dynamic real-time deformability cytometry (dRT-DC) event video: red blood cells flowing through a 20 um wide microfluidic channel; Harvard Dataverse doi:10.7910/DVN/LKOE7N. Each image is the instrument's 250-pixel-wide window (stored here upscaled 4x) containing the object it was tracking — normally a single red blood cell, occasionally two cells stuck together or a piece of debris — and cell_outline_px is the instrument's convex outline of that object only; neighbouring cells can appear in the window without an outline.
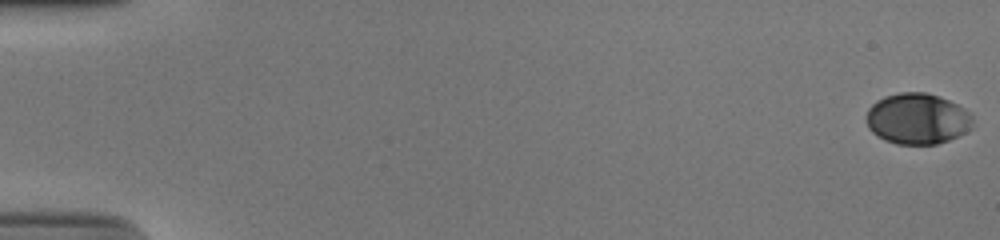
{"species": "human", "species_latin": "Homo sapiens", "temperature_condition": "cold", "stored_images_in_passage": 54, "camera_frame_rate_fps": 3000, "um_per_image_px": 0.085, "donor": {"sex": "male"}, "frame": {"image": 1, "passage_image": 1, "time_ms": 0.0, "image_size_px": [1000, 240], "cell_outline_px": [[972, 128], [948, 140], [936, 144], [896, 144], [884, 140], [872, 132], [868, 128], [868, 108], [876, 100], [884, 96], [900, 92], [924, 92], [948, 100], [964, 108], [972, 116]], "centroid_in_image_um": [77.96, 10.09], "position_along_channel_um": 7.0, "area_um2": 31.39}}
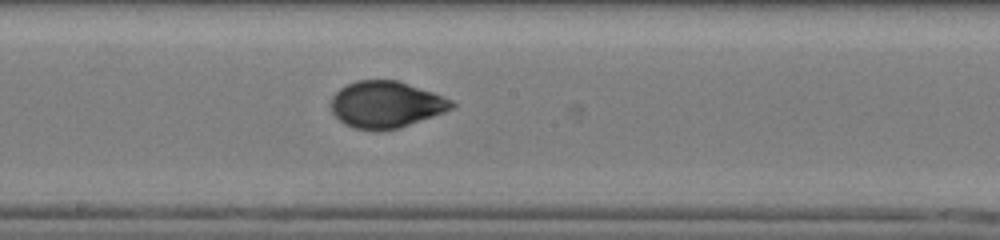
{"frame": {"image": 2, "passage_image": 31, "time_ms": 10.0, "image_size_px": [1000, 240], "cell_outline_px": [[456, 104], [452, 108], [444, 112], [400, 128], [352, 128], [344, 124], [332, 112], [332, 96], [340, 88], [356, 80], [396, 80], [432, 92], [452, 100]], "centroid_in_image_um": [32.81, 8.86], "position_along_channel_um": 215.4, "area_um2": 32.14}}
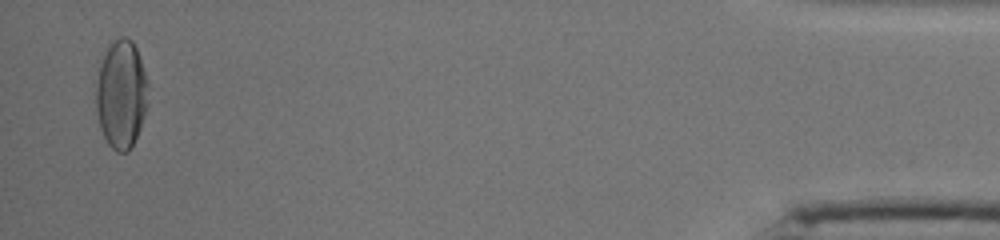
{"frame": {"image": 3, "passage_image": 53, "time_ms": 17.333, "image_size_px": [1000, 240], "cell_outline_px": [[148, 104], [140, 128], [128, 152], [116, 152], [108, 144], [100, 128], [96, 108], [96, 84], [100, 68], [104, 56], [108, 48], [120, 36], [124, 36], [132, 40], [136, 48], [148, 84]], "centroid_in_image_um": [10.32, 8.05], "position_along_channel_um": 424.9, "area_um2": 32.48}, "authors_computed_cell_mechanics": {"area_um2": 32.1079, "velocity_mm_per_s": 3.8978, "shape_relaxation_time_tau1_ms": 3.9571, "shape_relaxation_time_tau2_ms": 0.7909, "deformation_change_tau1": 0.1512, "deformation_change_tau2": 0.0407}}